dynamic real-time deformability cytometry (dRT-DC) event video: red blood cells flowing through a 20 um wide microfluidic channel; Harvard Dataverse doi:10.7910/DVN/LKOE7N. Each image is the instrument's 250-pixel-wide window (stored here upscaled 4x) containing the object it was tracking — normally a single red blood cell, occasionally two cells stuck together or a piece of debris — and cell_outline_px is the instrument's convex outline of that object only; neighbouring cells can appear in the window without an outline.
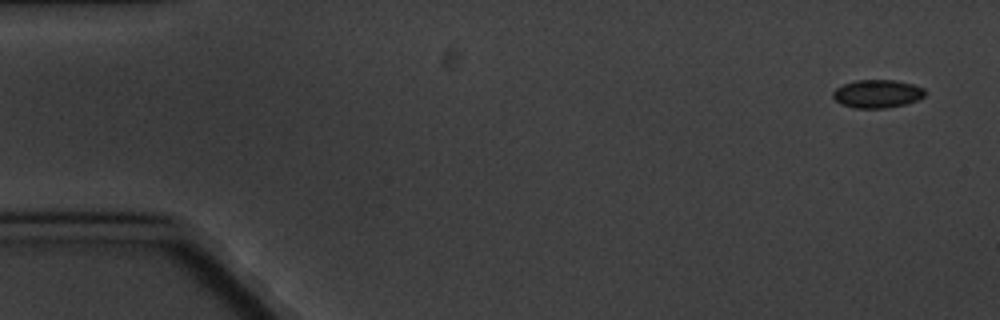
{"species": "common noctule bat (a hibernating species)", "species_latin": "Nyctalus noctula", "temperature_condition": "cold", "stored_images_in_passage": 5, "camera_frame_rate_fps": 3000, "um_per_image_px": 0.085, "animal": {"sex": "male", "body_mass_g": 20.1, "forearm_length_mm": 53.5}, "frame": {"image": 1, "passage_image": 1, "time_ms": 0.0, "image_size_px": [1000, 320], "cell_outline_px": [[924, 96], [916, 100], [904, 104], [888, 108], [852, 108], [840, 104], [832, 96], [832, 92], [836, 88], [844, 84], [856, 80], [896, 80], [912, 84], [924, 88]], "centroid_in_image_um": [74.53, 7.97], "position_along_channel_um": 10.5, "area_um2": 15.09}}
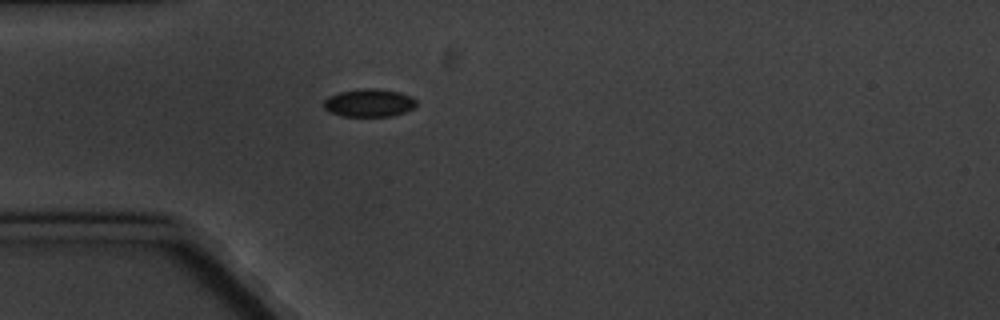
{"frame": {"image": 2, "passage_image": 5, "time_ms": 4.667, "image_size_px": [1000, 320], "cell_outline_px": [[416, 104], [412, 108], [404, 112], [392, 116], [344, 116], [328, 112], [324, 108], [324, 100], [328, 96], [340, 92], [364, 88], [376, 88], [400, 92], [412, 96], [416, 100]], "centroid_in_image_um": [31.36, 8.74], "position_along_channel_um": 53.6, "area_um2": 15.09}}